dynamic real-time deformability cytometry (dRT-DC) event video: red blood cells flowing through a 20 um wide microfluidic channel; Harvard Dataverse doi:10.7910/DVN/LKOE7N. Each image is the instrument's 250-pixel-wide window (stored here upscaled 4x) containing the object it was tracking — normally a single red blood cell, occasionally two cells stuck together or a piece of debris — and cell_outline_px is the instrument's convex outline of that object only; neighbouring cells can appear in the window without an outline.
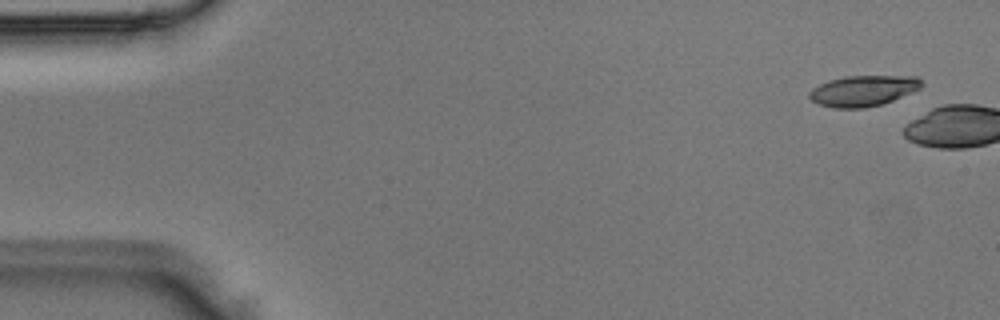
{"species": "Egyptian fruit bat (a non-hibernating species)", "species_latin": "Rousettus aegyptiacus", "temperature_condition": "room temperature", "stored_images_in_passage": 5, "camera_frame_rate_fps": 3000, "um_per_image_px": 0.085, "animal": {"sex": "male"}, "frame": {"image": 1, "passage_image": 1, "time_ms": 0.0, "image_size_px": [1000, 320], "cell_outline_px": [[924, 84], [920, 88], [912, 92], [892, 100], [880, 104], [864, 108], [836, 108], [820, 104], [812, 100], [808, 96], [808, 92], [812, 88], [828, 80], [844, 76], [916, 76]], "centroid_in_image_um": [73.35, 7.7], "position_along_channel_um": 11.6, "area_um2": 20.0}}